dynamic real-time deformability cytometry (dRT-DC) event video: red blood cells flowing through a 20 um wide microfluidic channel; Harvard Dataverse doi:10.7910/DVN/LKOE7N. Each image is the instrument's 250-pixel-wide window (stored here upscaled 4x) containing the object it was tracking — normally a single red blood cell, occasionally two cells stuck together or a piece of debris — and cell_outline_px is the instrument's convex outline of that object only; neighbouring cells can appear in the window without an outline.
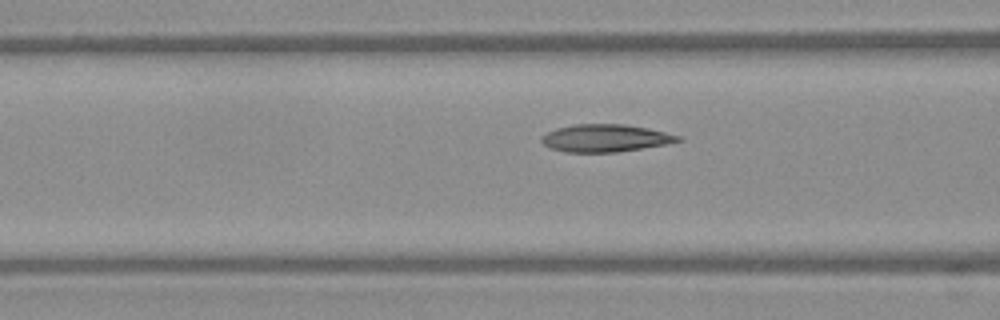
{"species": "Egyptian fruit bat (a non-hibernating species)", "species_latin": "Rousettus aegyptiacus", "temperature_condition": "warm", "stored_images_in_passage": 13, "camera_frame_rate_fps": 3000, "um_per_image_px": 0.085, "frame": {"image": 1, "passage_image": 11, "time_ms": 3.333, "image_size_px": [1000, 320], "cell_outline_px": [[684, 140], [664, 144], [616, 152], [564, 152], [552, 148], [544, 144], [540, 140], [540, 136], [556, 128], [576, 124], [624, 124], [648, 128], [680, 136]], "centroid_in_image_um": [51.42, 11.73], "position_along_channel_um": 115.2, "area_um2": 21.68}}